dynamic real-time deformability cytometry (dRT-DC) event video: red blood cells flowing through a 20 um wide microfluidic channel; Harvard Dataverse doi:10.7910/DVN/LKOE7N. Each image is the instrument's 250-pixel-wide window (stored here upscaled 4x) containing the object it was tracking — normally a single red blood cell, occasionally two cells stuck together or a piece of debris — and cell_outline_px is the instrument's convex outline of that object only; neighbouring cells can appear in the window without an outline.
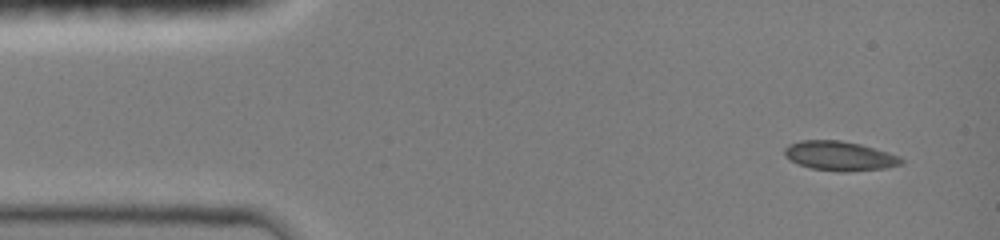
{"species": "common noctule bat (a hibernating species)", "species_latin": "Nyctalus noctula", "temperature_condition": "room temperature", "stored_images_in_passage": 26, "camera_frame_rate_fps": 3000, "um_per_image_px": 0.085, "animal": {"sex": "female", "body_mass_g": 19.0, "forearm_length_mm": 51.5}, "frame": {"image": 1, "passage_image": 1, "time_ms": 0.0, "image_size_px": [1000, 240], "cell_outline_px": [[904, 160], [900, 164], [884, 168], [812, 168], [800, 164], [792, 160], [784, 152], [784, 148], [788, 144], [800, 140], [840, 140], [860, 144], [896, 156]], "centroid_in_image_um": [71.28, 13.18], "position_along_channel_um": 13.7, "area_um2": 18.38}}
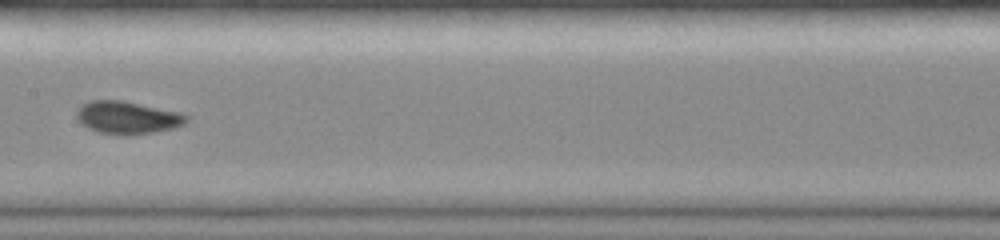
{"frame": {"image": 2, "passage_image": 11, "time_ms": 6.667, "image_size_px": [1000, 240], "cell_outline_px": [[188, 120], [184, 124], [172, 128], [156, 132], [100, 132], [88, 128], [76, 116], [76, 112], [80, 104], [88, 100], [120, 100], [180, 112], [188, 116]], "centroid_in_image_um": [10.82, 9.94], "position_along_channel_um": 196.6, "area_um2": 20.06}}
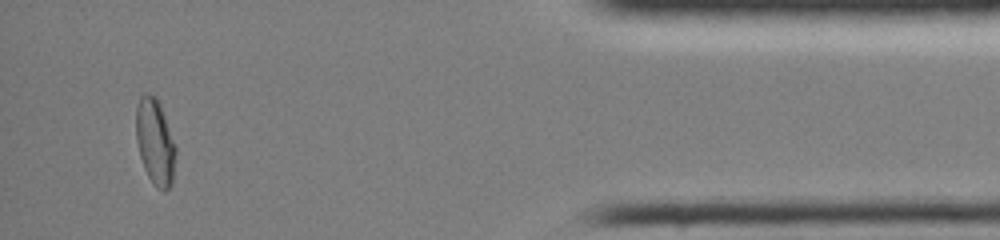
{"frame": {"image": 3, "passage_image": 22, "time_ms": 13.333, "image_size_px": [1000, 240], "cell_outline_px": [[176, 152], [172, 184], [164, 192], [156, 188], [148, 176], [144, 168], [140, 156], [136, 140], [136, 108], [140, 96], [156, 96], [160, 104], [176, 148]], "centroid_in_image_um": [13.18, 12.11], "position_along_channel_um": 422.0, "area_um2": 19.65}}